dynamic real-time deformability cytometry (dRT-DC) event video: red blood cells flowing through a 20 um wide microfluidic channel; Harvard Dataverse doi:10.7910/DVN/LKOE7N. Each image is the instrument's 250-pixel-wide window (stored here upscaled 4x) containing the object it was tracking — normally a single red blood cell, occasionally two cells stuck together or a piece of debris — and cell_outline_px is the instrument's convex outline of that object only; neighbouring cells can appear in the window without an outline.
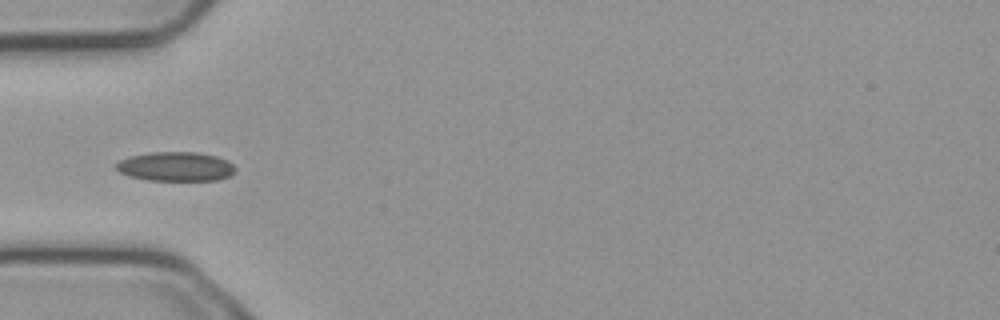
{"species": "common noctule bat (a hibernating species)", "species_latin": "Nyctalus noctula", "temperature_condition": "cold", "stored_images_in_passage": 2, "camera_frame_rate_fps": 3000, "um_per_image_px": 0.085, "animal": {"sex": "male", "body_mass_g": 23.1, "forearm_length_mm": 52.7}, "frame": {"image": 1, "passage_image": 2, "time_ms": 0.333, "image_size_px": [1000, 320], "cell_outline_px": [[236, 172], [232, 176], [216, 180], [148, 180], [128, 176], [120, 172], [116, 168], [116, 164], [120, 160], [128, 156], [148, 152], [196, 152], [216, 156], [228, 160], [236, 168]], "centroid_in_image_um": [14.96, 14.15], "position_along_channel_um": 70.0, "area_um2": 20.52}}